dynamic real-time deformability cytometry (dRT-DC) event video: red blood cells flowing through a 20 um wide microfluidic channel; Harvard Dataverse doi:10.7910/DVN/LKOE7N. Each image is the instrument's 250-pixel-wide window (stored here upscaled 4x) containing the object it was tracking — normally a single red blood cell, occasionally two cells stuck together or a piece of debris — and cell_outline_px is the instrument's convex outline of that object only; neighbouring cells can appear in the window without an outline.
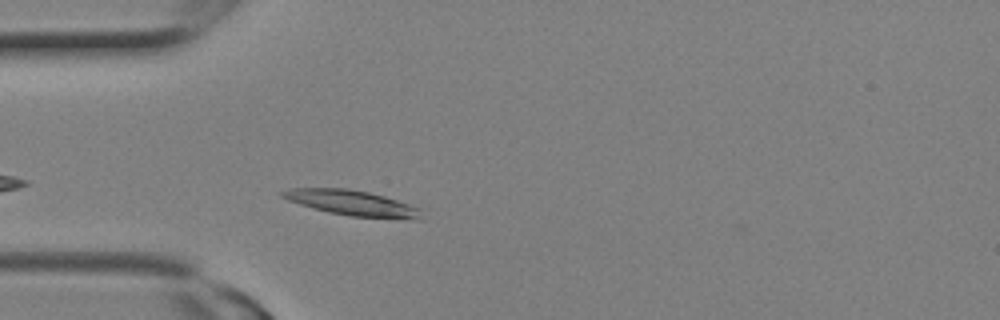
{"species": "Egyptian fruit bat (a non-hibernating species)", "species_latin": "Rousettus aegyptiacus", "temperature_condition": "room temperature", "stored_images_in_passage": 8, "camera_frame_rate_fps": 3000, "um_per_image_px": 0.085, "animal": {"sex": "female"}, "frame": {"image": 1, "passage_image": 2, "time_ms": 0.333, "image_size_px": [1000, 320], "cell_outline_px": [[424, 220], [420, 220], [352, 216], [328, 212], [300, 204], [288, 200], [280, 196], [280, 192], [288, 188], [348, 188], [368, 192], [384, 196], [420, 208]], "centroid_in_image_um": [29.96, 17.25], "position_along_channel_um": 55.0, "area_um2": 20.52}}
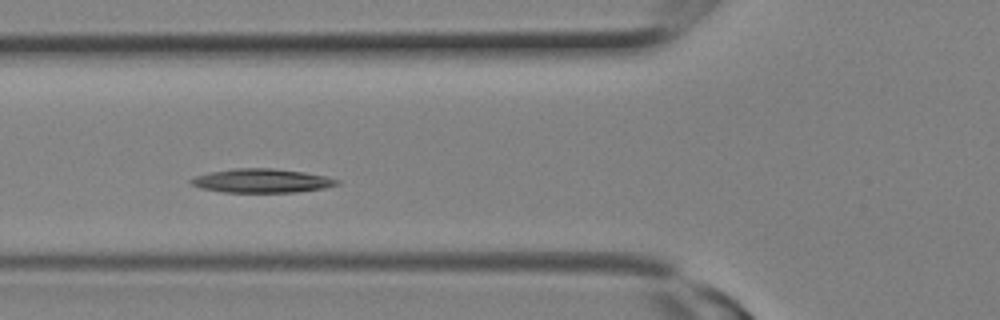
{"frame": {"image": 2, "passage_image": 4, "time_ms": 1.0, "image_size_px": [1000, 320], "cell_outline_px": [[340, 184], [324, 188], [296, 192], [224, 192], [200, 188], [192, 184], [188, 180], [196, 176], [212, 172], [236, 168], [272, 168], [304, 172], [324, 176], [340, 180]], "centroid_in_image_um": [22.26, 15.36], "position_along_channel_um": 103.5, "area_um2": 20.17}}
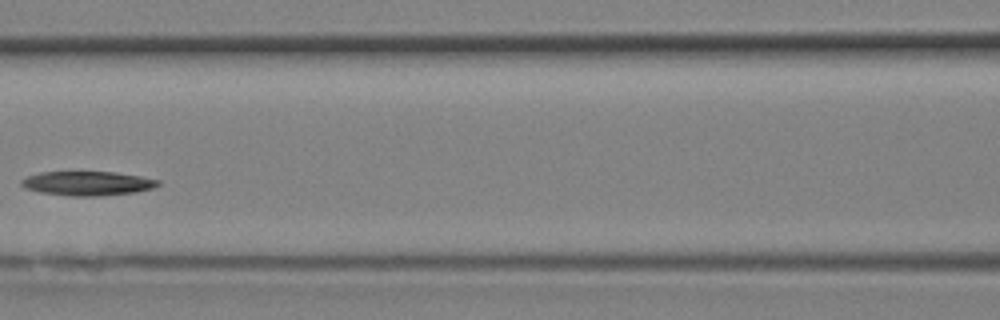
{"frame": {"image": 3, "passage_image": 6, "time_ms": 1.667, "image_size_px": [1000, 320], "cell_outline_px": [[160, 184], [152, 188], [136, 192], [100, 196], [68, 196], [40, 192], [24, 188], [20, 184], [20, 180], [28, 176], [40, 172], [116, 172], [140, 176], [160, 180]], "centroid_in_image_um": [7.42, 15.59], "position_along_channel_um": 159.2, "area_um2": 19.36}}